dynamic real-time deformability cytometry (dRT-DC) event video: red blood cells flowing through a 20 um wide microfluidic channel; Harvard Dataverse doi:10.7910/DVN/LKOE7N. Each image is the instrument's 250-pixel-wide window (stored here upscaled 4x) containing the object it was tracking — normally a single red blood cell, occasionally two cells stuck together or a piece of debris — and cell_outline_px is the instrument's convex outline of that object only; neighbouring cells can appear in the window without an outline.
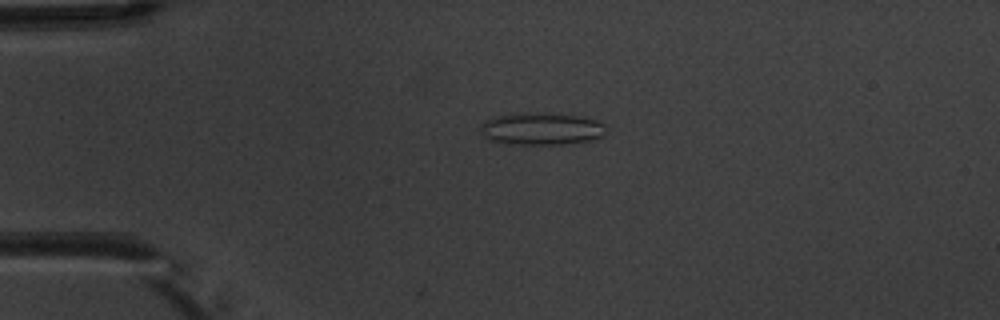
{"species": "common noctule bat (a hibernating species)", "species_latin": "Nyctalus noctula", "temperature_condition": "warm", "stored_images_in_passage": 4, "camera_frame_rate_fps": 3000, "um_per_image_px": 0.085, "animal": {"sex": "male", "body_mass_g": 20.1, "forearm_length_mm": 53.5}, "frame": {"image": 1, "passage_image": 3, "time_ms": 2.333, "image_size_px": [1000, 320], "cell_outline_px": [[604, 132], [600, 136], [588, 140], [564, 144], [500, 144], [488, 140], [484, 136], [480, 128], [484, 120], [500, 116], [576, 116], [596, 120], [604, 124]], "centroid_in_image_um": [45.97, 11.02], "position_along_channel_um": 39.0, "area_um2": 22.14}}